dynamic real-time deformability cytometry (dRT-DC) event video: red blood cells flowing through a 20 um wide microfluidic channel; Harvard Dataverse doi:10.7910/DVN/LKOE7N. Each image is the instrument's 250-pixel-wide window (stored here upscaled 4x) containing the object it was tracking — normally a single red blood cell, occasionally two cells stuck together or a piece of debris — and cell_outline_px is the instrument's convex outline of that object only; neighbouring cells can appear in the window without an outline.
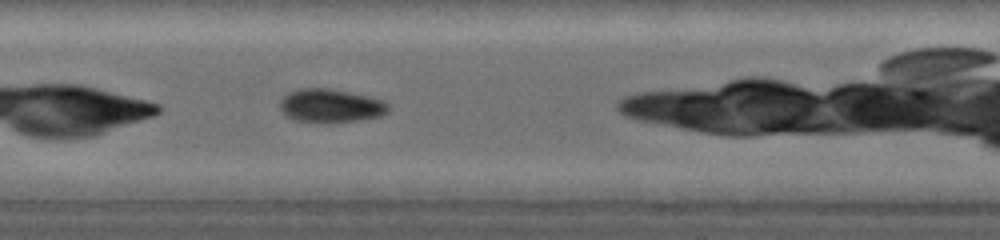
{"species": "common noctule bat (a hibernating species)", "species_latin": "Nyctalus noctula", "temperature_condition": "warm", "stored_images_in_passage": 7, "camera_frame_rate_fps": 5000, "um_per_image_px": 0.085, "animal": {"sex": "female", "body_mass_g": 19.0, "forearm_length_mm": 53.3}, "frame": {"image": 1, "passage_image": 7, "time_ms": 2.8, "image_size_px": [1000, 240], "cell_outline_px": [[388, 112], [380, 116], [360, 120], [296, 120], [288, 116], [280, 108], [280, 100], [288, 92], [296, 88], [328, 88], [348, 92], [384, 100], [388, 104]], "centroid_in_image_um": [28.11, 8.94], "position_along_channel_um": 179.3, "area_um2": 20.4}}